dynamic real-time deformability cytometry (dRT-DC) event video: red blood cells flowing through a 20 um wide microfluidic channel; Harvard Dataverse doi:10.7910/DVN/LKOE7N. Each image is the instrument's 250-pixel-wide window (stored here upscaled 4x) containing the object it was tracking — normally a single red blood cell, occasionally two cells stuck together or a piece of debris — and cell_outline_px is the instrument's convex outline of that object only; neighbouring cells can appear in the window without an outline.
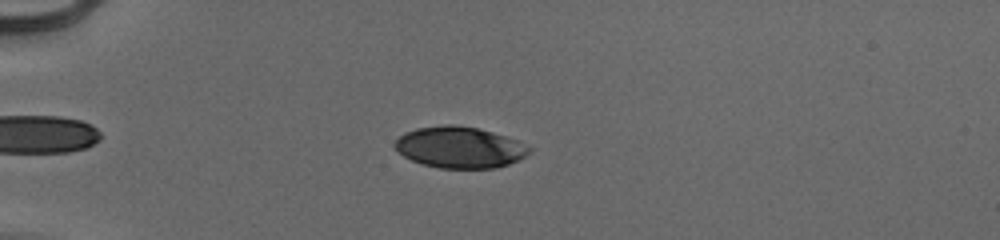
{"species": "human", "species_latin": "Homo sapiens", "temperature_condition": "cold", "stored_images_in_passage": 54, "camera_frame_rate_fps": 3000, "um_per_image_px": 0.085, "donor": {"sex": "male"}, "frame": {"image": 1, "passage_image": 16, "time_ms": 5.0, "image_size_px": [1000, 240], "cell_outline_px": [[532, 152], [508, 164], [496, 168], [440, 168], [420, 164], [404, 156], [392, 144], [404, 132], [416, 128], [444, 124], [456, 124], [476, 128], [492, 132], [516, 140], [532, 148]], "centroid_in_image_um": [39.05, 12.52], "position_along_channel_um": 46.0, "area_um2": 32.31}}
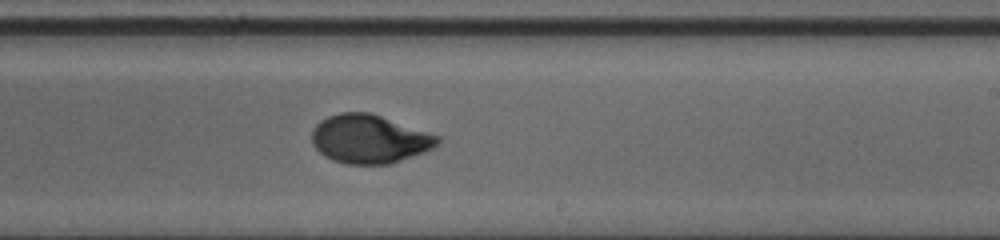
{"frame": {"image": 2, "passage_image": 35, "time_ms": 11.333, "image_size_px": [1000, 240], "cell_outline_px": [[440, 140], [432, 148], [424, 152], [388, 164], [348, 164], [332, 160], [324, 156], [312, 144], [312, 128], [320, 120], [328, 116], [340, 112], [368, 112], [440, 136]], "centroid_in_image_um": [31.35, 11.81], "position_along_channel_um": 257.6, "area_um2": 35.32}}
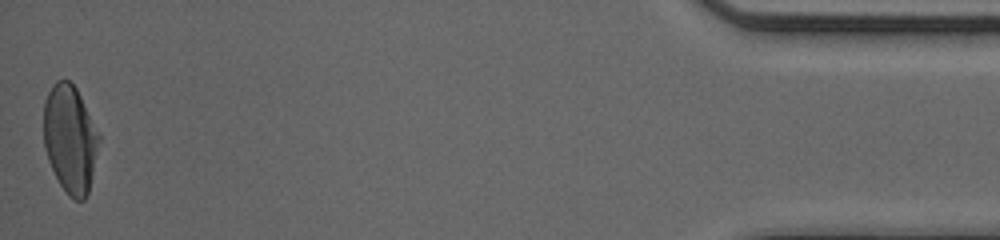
{"frame": {"image": 3, "passage_image": 54, "time_ms": 17.667, "image_size_px": [1000, 240], "cell_outline_px": [[100, 140], [88, 192], [84, 200], [76, 200], [68, 196], [60, 184], [48, 160], [44, 148], [44, 100], [52, 84], [56, 80], [68, 80], [76, 88], [100, 136]], "centroid_in_image_um": [5.94, 11.8], "position_along_channel_um": 429.3, "area_um2": 34.51}, "authors_computed_cell_mechanics": {"area_um2": 34.6222, "velocity_mm_per_s": 3.9608, "shape_relaxation_time_tau1_ms": 4.7784, "shape_relaxation_time_tau2_ms": 0.6454, "deformation_change_tau1": 0.1952, "deformation_change_tau2": 0.0453}}